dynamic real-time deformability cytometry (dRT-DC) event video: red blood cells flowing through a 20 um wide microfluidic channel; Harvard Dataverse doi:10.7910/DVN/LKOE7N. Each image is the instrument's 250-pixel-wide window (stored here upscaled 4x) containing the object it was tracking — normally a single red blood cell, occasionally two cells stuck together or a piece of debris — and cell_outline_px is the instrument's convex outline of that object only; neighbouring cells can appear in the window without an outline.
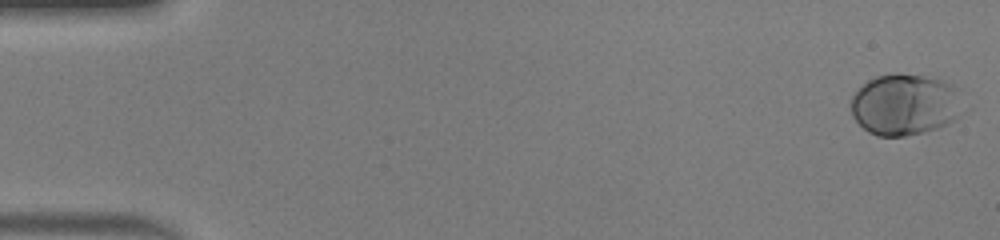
{"species": "human", "species_latin": "Homo sapiens", "temperature_condition": "warm", "stored_images_in_passage": 50, "camera_frame_rate_fps": 3000, "um_per_image_px": 0.085, "donor": {"sex": "male"}, "frame": {"image": 1, "passage_image": 1, "time_ms": 0.0, "image_size_px": [1000, 240], "cell_outline_px": [[960, 88], [956, 120], [948, 124], [924, 132], [904, 136], [876, 136], [868, 132], [852, 116], [852, 96], [868, 80], [876, 76], [896, 72], [900, 72], [924, 76], [940, 80], [952, 84]], "centroid_in_image_um": [76.89, 8.88], "position_along_channel_um": 8.1, "area_um2": 39.82}}
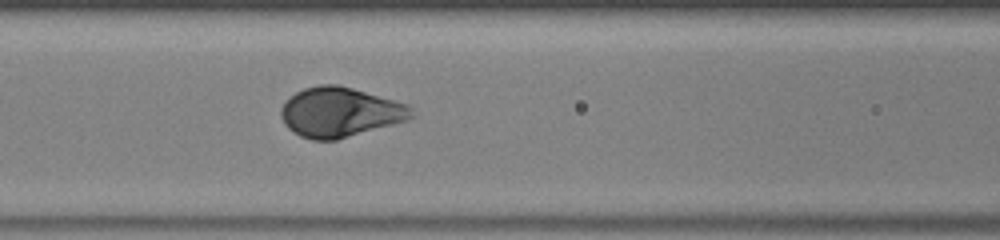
{"frame": {"image": 2, "passage_image": 22, "time_ms": 7.0, "image_size_px": [1000, 240], "cell_outline_px": [[416, 116], [408, 120], [336, 140], [312, 140], [300, 136], [288, 128], [284, 124], [280, 116], [280, 108], [296, 92], [304, 88], [320, 84], [336, 84], [352, 88], [408, 104], [412, 108]], "centroid_in_image_um": [28.91, 9.54], "position_along_channel_um": 137.7, "area_um2": 37.74}}
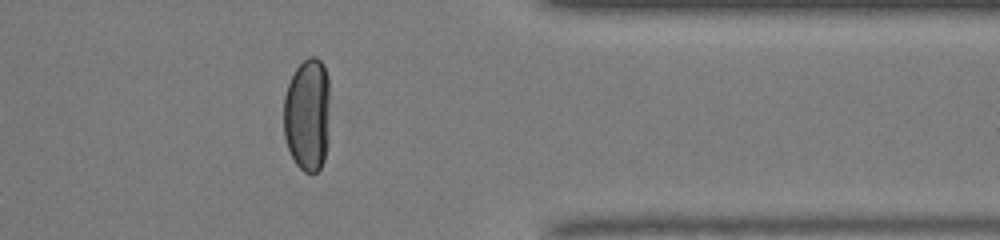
{"frame": {"image": 3, "passage_image": 41, "time_ms": 13.333, "image_size_px": [1000, 240], "cell_outline_px": [[328, 144], [324, 160], [320, 168], [316, 172], [304, 172], [296, 164], [288, 148], [284, 136], [284, 96], [288, 84], [296, 68], [308, 56], [316, 56], [324, 64], [328, 76]], "centroid_in_image_um": [26.13, 9.74], "position_along_channel_um": 385.3, "area_um2": 30.69}, "authors_computed_cell_mechanics": {"area_um2": 37.7434, "velocity_mm_per_s": 4.0934, "shape_relaxation_time_tau1_ms": 2.6269, "shape_relaxation_time_tau2_ms": null, "deformation_change_tau1": 0.1969, "deformation_change_tau2": null}}